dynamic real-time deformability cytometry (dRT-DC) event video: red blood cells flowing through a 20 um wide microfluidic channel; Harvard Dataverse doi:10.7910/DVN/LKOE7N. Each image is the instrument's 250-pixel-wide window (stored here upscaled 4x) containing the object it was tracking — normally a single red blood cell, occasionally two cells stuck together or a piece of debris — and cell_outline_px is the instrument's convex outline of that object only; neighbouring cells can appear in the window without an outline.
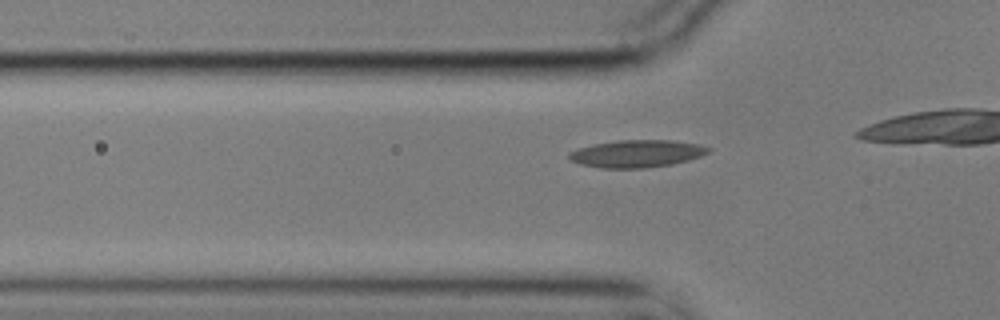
{"species": "common noctule bat (a hibernating species)", "species_latin": "Nyctalus noctula", "temperature_condition": "cold", "stored_images_in_passage": 20, "camera_frame_rate_fps": 3000, "um_per_image_px": 0.085, "animal": {"sex": "male", "body_mass_g": 17.9}, "frame": {"image": 1, "passage_image": 14, "time_ms": 4.333, "image_size_px": [1000, 320], "cell_outline_px": [[712, 148], [708, 152], [700, 156], [688, 160], [672, 164], [644, 168], [600, 168], [580, 164], [568, 160], [568, 152], [592, 144], [616, 140], [672, 140], [700, 144]], "centroid_in_image_um": [54.1, 13.05], "position_along_channel_um": 71.7, "area_um2": 22.37}}
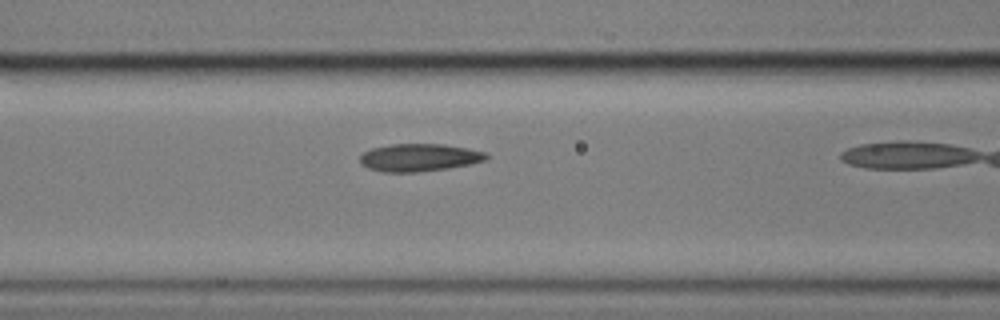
{"frame": {"image": 2, "passage_image": 19, "time_ms": 6.0, "image_size_px": [1000, 320], "cell_outline_px": [[492, 156], [488, 160], [448, 168], [420, 172], [384, 172], [368, 168], [360, 164], [360, 156], [364, 152], [372, 148], [392, 144], [444, 144], [468, 148], [488, 152]], "centroid_in_image_um": [35.69, 13.39], "position_along_channel_um": 130.9, "area_um2": 20.58}}